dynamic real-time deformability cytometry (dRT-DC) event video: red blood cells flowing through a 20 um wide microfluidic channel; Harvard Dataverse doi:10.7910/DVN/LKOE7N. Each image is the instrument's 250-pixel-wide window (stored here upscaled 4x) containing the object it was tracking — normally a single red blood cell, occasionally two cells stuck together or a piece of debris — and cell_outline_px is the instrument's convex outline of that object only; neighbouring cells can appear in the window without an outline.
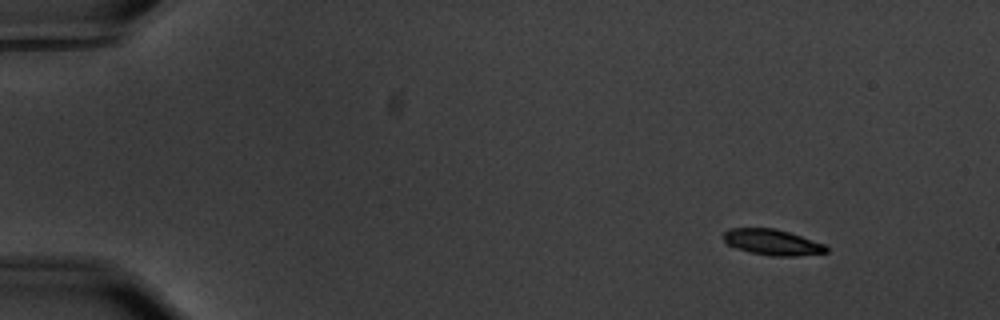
{"species": "common noctule bat (a hibernating species)", "species_latin": "Nyctalus noctula", "temperature_condition": "warm", "stored_images_in_passage": 15, "camera_frame_rate_fps": 3000, "um_per_image_px": 0.085, "animal": {"sex": "male", "body_mass_g": 20.1, "forearm_length_mm": 53.5}, "frame": {"image": 1, "passage_image": 1, "time_ms": 0.0, "image_size_px": [1000, 320], "cell_outline_px": [[828, 252], [796, 256], [772, 256], [752, 252], [736, 248], [728, 244], [724, 240], [724, 232], [728, 228], [776, 228], [824, 244], [828, 248]], "centroid_in_image_um": [65.64, 20.58], "position_along_channel_um": 19.4, "area_um2": 15.26}}
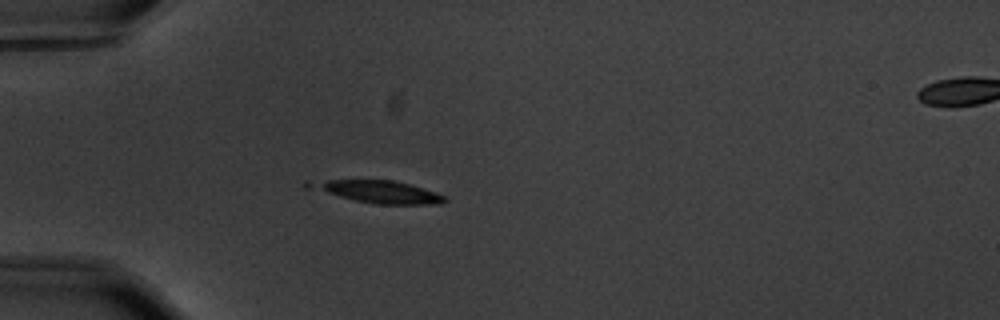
{"frame": {"image": 2, "passage_image": 12, "time_ms": 3.667, "image_size_px": [1000, 320], "cell_outline_px": [[448, 200], [440, 204], [376, 204], [356, 200], [340, 196], [328, 192], [320, 188], [320, 184], [328, 180], [392, 180], [408, 184], [436, 192], [444, 196]], "centroid_in_image_um": [32.52, 16.33], "position_along_channel_um": 52.5, "area_um2": 16.13}}